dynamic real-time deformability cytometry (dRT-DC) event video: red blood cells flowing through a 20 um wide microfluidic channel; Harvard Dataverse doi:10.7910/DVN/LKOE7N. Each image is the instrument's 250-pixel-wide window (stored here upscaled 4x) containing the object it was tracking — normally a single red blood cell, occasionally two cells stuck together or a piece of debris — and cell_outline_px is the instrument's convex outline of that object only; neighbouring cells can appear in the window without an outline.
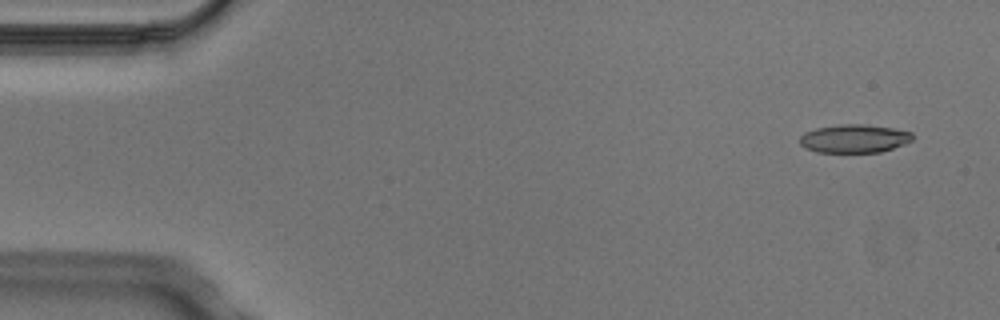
{"species": "Egyptian fruit bat (a non-hibernating species)", "species_latin": "Rousettus aegyptiacus", "temperature_condition": "cold", "stored_images_in_passage": 4, "camera_frame_rate_fps": 3000, "um_per_image_px": 0.085, "animal": {"sex": "male"}, "frame": {"image": 1, "passage_image": 1, "time_ms": 0.0, "image_size_px": [1000, 320], "cell_outline_px": [[912, 140], [904, 144], [880, 152], [816, 152], [804, 148], [800, 144], [800, 136], [804, 132], [816, 128], [840, 124], [864, 124], [892, 128], [912, 132]], "centroid_in_image_um": [72.57, 11.78], "position_along_channel_um": 12.4, "area_um2": 18.61}}